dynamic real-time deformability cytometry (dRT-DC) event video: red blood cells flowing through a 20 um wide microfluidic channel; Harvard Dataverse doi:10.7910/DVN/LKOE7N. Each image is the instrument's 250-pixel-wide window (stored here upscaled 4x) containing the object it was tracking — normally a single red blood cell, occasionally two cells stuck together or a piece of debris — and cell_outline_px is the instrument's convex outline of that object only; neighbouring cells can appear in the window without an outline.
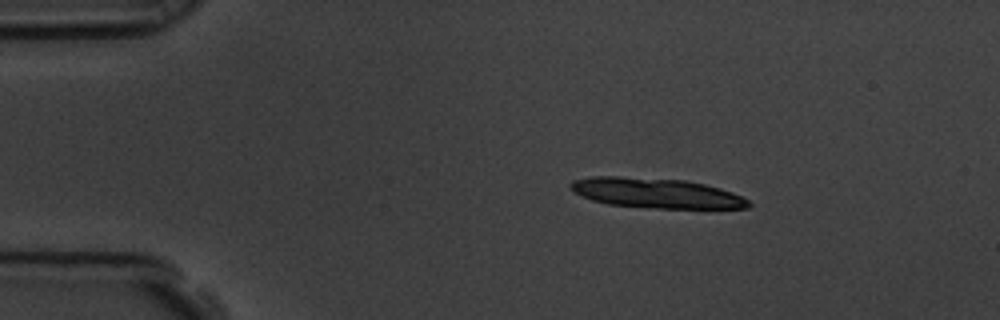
{"species": "common noctule bat (a hibernating species)", "species_latin": "Nyctalus noctula", "temperature_condition": "room temperature", "stored_images_in_passage": 9, "camera_frame_rate_fps": 3000, "um_per_image_px": 0.085, "animal": {"sex": "male", "body_mass_g": 19.5, "forearm_length_mm": 54.6}, "frame": {"image": 1, "passage_image": 1, "time_ms": 0.0, "image_size_px": [1000, 320], "cell_outline_px": [[752, 204], [748, 208], [652, 208], [608, 204], [592, 200], [576, 192], [568, 184], [572, 180], [592, 176], [620, 176], [684, 180], [704, 184], [720, 188], [732, 192], [748, 200]], "centroid_in_image_um": [55.77, 16.41], "position_along_channel_um": 29.2, "area_um2": 30.92}}
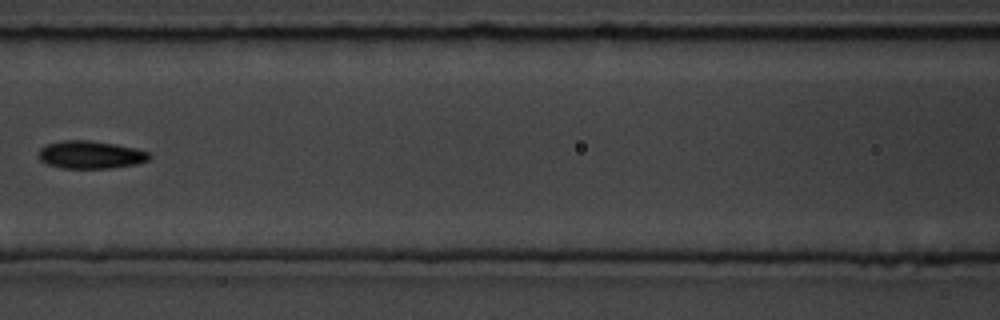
{"frame": {"image": 2, "passage_image": 6, "time_ms": 1.667, "image_size_px": [1000, 320], "cell_outline_px": [[152, 156], [148, 160], [136, 164], [112, 168], [64, 168], [48, 164], [40, 160], [40, 148], [48, 144], [64, 140], [88, 140], [116, 144], [136, 148], [148, 152]], "centroid_in_image_um": [7.74, 13.15], "position_along_channel_um": 158.9, "area_um2": 17.8}}
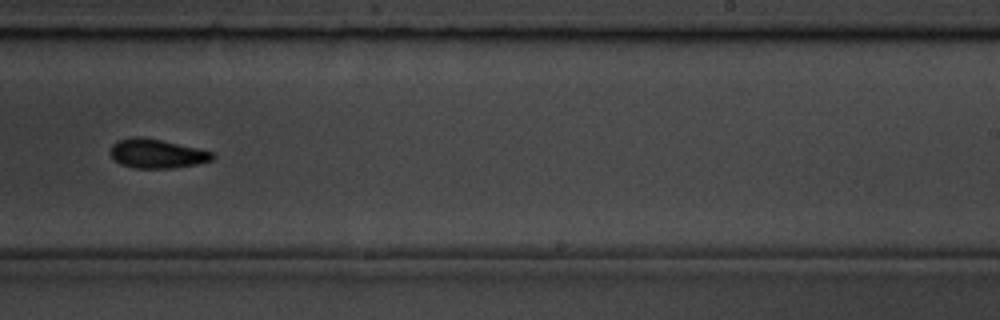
{"frame": {"image": 3, "passage_image": 9, "time_ms": 2.667, "image_size_px": [1000, 320], "cell_outline_px": [[216, 156], [212, 160], [196, 164], [172, 168], [132, 168], [120, 164], [108, 152], [112, 144], [120, 140], [136, 136], [140, 136], [200, 148], [212, 152]], "centroid_in_image_um": [13.33, 13.06], "position_along_channel_um": 275.7, "area_um2": 17.34}}